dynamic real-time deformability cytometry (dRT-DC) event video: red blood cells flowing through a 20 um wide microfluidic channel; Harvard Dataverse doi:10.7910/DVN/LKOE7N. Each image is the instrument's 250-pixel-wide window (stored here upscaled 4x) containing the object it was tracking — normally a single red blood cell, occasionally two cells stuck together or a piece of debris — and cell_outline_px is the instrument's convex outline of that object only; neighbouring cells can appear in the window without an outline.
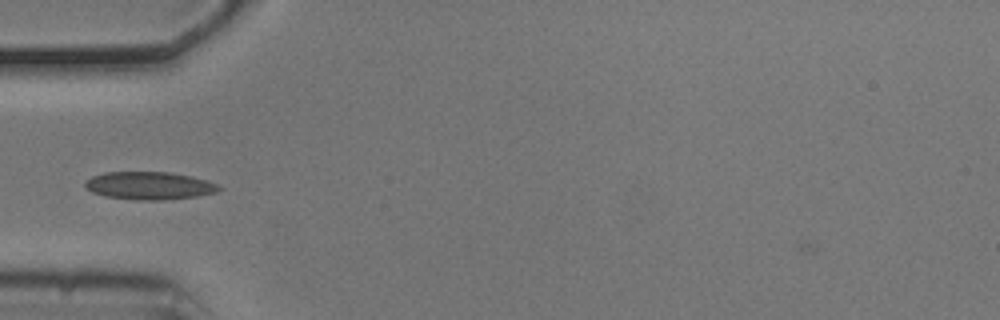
{"species": "common noctule bat (a hibernating species)", "species_latin": "Nyctalus noctula", "temperature_condition": "cold", "stored_images_in_passage": 27, "camera_frame_rate_fps": 3000, "um_per_image_px": 0.085, "animal": {"sex": "male", "body_mass_g": 20.5, "forearm_length_mm": 52.5}, "frame": {"image": 1, "passage_image": 2, "time_ms": 0.333, "image_size_px": [1000, 320], "cell_outline_px": [[224, 188], [216, 192], [196, 196], [164, 200], [136, 200], [104, 196], [92, 192], [84, 184], [84, 180], [92, 176], [104, 172], [168, 172], [192, 176], [216, 184]], "centroid_in_image_um": [12.67, 15.78], "position_along_channel_um": 72.3, "area_um2": 21.68}}
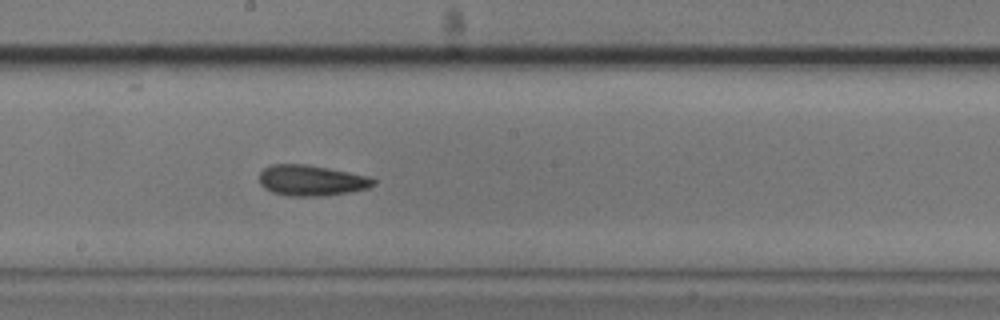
{"frame": {"image": 2, "passage_image": 14, "time_ms": 4.333, "image_size_px": [1000, 320], "cell_outline_px": [[376, 184], [368, 188], [348, 192], [320, 196], [288, 196], [272, 192], [264, 188], [260, 184], [260, 172], [264, 168], [272, 164], [308, 164], [368, 176], [376, 180]], "centroid_in_image_um": [26.45, 15.33], "position_along_channel_um": 221.7, "area_um2": 20.4}}
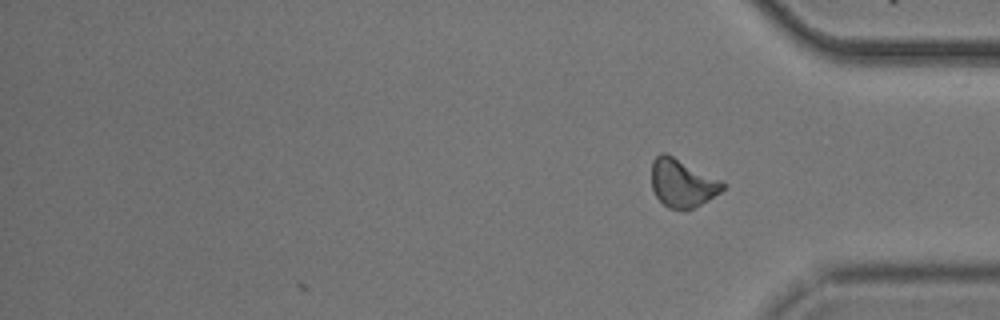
{"frame": {"image": 3, "passage_image": 27, "time_ms": 8.667, "image_size_px": [1000, 320], "cell_outline_px": [[728, 184], [720, 192], [700, 204], [692, 208], [668, 208], [656, 196], [652, 188], [652, 160], [660, 152], [664, 152], [724, 180]], "centroid_in_image_um": [58.02, 15.53], "position_along_channel_um": 377.2, "area_um2": 19.88}, "authors_computed_cell_mechanics": {"area_um2": 19.8832, "velocity_mm_per_s": 3.7121, "shape_relaxation_time_tau1_ms": 3.2987, "shape_relaxation_time_tau2_ms": 3.8102, "deformation_change_tau1": 0.1094, "deformation_change_tau2": 0.1099}}